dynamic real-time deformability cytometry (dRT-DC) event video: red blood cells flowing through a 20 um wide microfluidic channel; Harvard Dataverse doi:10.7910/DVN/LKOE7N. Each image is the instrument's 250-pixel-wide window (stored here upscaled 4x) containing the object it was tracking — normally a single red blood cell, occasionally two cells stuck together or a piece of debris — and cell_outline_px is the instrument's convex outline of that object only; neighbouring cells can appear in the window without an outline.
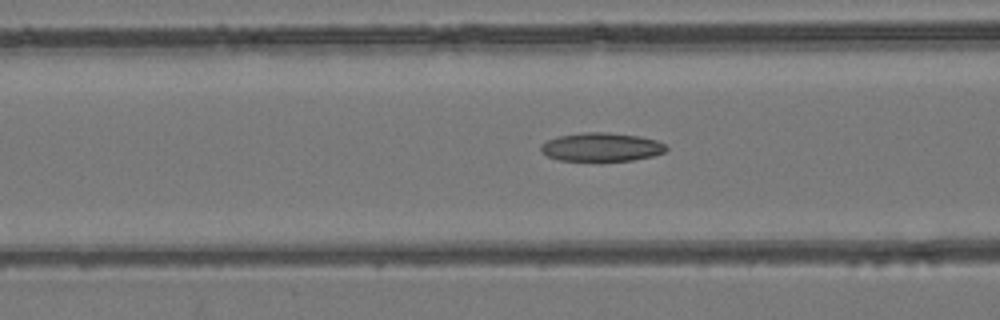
{"species": "common noctule bat (a hibernating species)", "species_latin": "Nyctalus noctula", "temperature_condition": "room temperature", "stored_images_in_passage": 53, "camera_frame_rate_fps": 3000, "um_per_image_px": 0.085, "animal": {"sex": "female", "body_mass_g": 24.6, "forearm_length_mm": 56.2}, "frame": {"image": 1, "passage_image": 21, "time_ms": 6.667, "image_size_px": [1000, 320], "cell_outline_px": [[668, 148], [664, 152], [652, 156], [632, 160], [600, 164], [560, 160], [548, 156], [540, 152], [540, 144], [548, 140], [560, 136], [580, 132], [608, 132], [640, 136], [656, 140], [664, 144]], "centroid_in_image_um": [51.09, 12.54], "position_along_channel_um": 115.5, "area_um2": 21.79}}
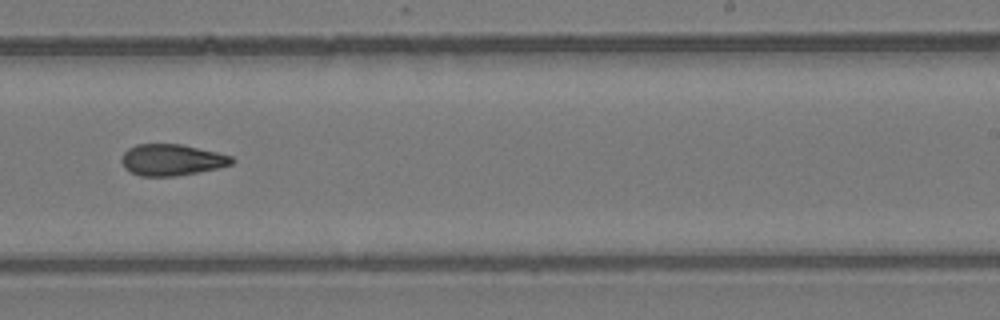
{"frame": {"image": 2, "passage_image": 33, "time_ms": 10.667, "image_size_px": [1000, 320], "cell_outline_px": [[236, 160], [232, 164], [220, 168], [176, 176], [140, 176], [124, 168], [120, 160], [124, 152], [128, 148], [136, 144], [180, 144], [216, 152], [232, 156]], "centroid_in_image_um": [14.6, 13.59], "position_along_channel_um": 274.4, "area_um2": 20.23}}
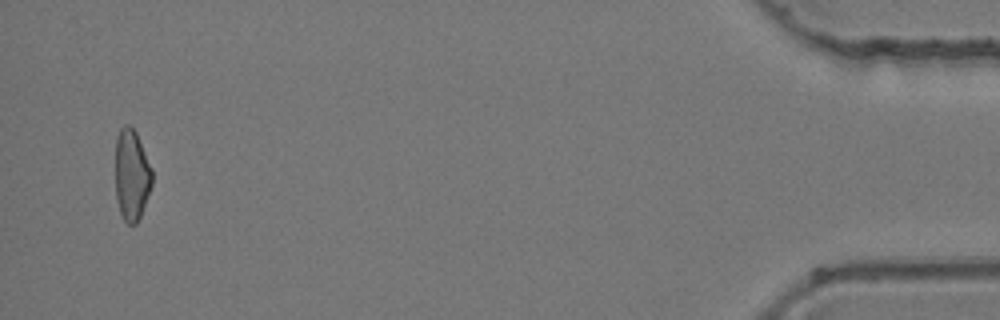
{"frame": {"image": 3, "passage_image": 51, "time_ms": 16.667, "image_size_px": [1000, 320], "cell_outline_px": [[152, 184], [140, 216], [136, 224], [128, 224], [124, 220], [120, 212], [116, 200], [116, 136], [120, 128], [124, 124], [128, 124], [136, 132], [152, 168]], "centroid_in_image_um": [11.18, 14.85], "position_along_channel_um": 424.0, "area_um2": 19.48}, "authors_computed_cell_mechanics": {"area_um2": 20.519, "velocity_mm_per_s": 3.9692, "shape_relaxation_time_tau1_ms": null, "shape_relaxation_time_tau2_ms": 10.226, "deformation_change_tau1": null, "deformation_change_tau2": 0.2253}}